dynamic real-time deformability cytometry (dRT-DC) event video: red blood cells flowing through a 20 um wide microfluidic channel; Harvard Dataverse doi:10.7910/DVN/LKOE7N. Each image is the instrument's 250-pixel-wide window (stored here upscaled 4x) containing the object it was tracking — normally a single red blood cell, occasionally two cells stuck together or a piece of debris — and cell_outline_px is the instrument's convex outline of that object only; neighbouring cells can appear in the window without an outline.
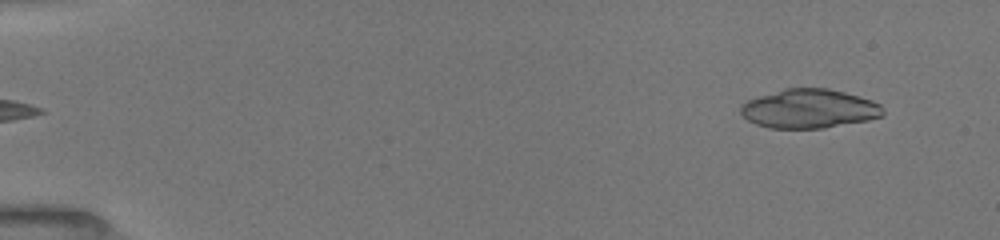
{"species": "common noctule bat (a hibernating species)", "species_latin": "Nyctalus noctula", "temperature_condition": "room temperature", "stored_images_in_passage": 50, "camera_frame_rate_fps": 3000, "um_per_image_px": 0.085, "animal": {"sex": "female", "body_mass_g": 19.5, "forearm_length_mm": 54.1}, "frame": {"image": 1, "passage_image": 3, "time_ms": 0.667, "image_size_px": [1000, 240], "cell_outline_px": [[884, 116], [868, 120], [820, 128], [768, 128], [756, 124], [748, 120], [740, 112], [740, 108], [748, 100], [784, 88], [828, 88], [844, 92], [872, 100], [880, 104], [884, 112]], "centroid_in_image_um": [68.79, 9.24], "position_along_channel_um": 16.2, "area_um2": 32.14}}